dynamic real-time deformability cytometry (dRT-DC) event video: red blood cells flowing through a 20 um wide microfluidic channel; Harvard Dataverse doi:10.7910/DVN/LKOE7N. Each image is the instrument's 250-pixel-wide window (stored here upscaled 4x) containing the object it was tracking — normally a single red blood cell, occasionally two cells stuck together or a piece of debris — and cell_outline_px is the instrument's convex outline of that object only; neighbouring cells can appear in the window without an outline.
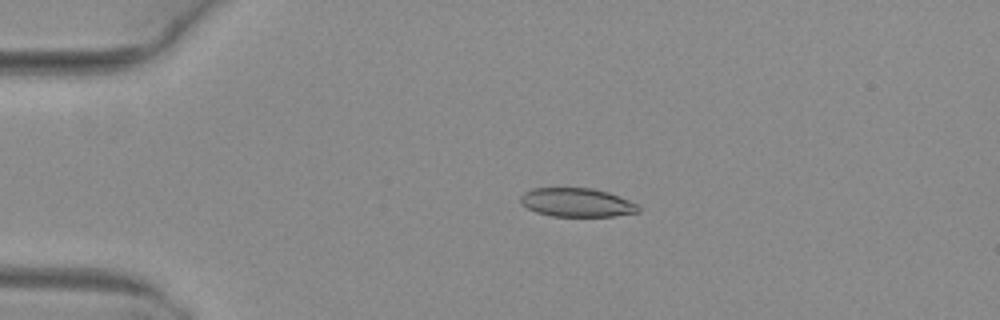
{"species": "common noctule bat (a hibernating species)", "species_latin": "Nyctalus noctula", "temperature_condition": "warm", "stored_images_in_passage": 3, "camera_frame_rate_fps": 3000, "um_per_image_px": 0.085, "animal": {"sex": "female", "body_mass_g": 29.2, "forearm_length_mm": 56.3}, "frame": {"image": 1, "passage_image": 2, "time_ms": 0.333, "image_size_px": [1000, 320], "cell_outline_px": [[640, 212], [616, 216], [552, 216], [536, 212], [528, 208], [520, 200], [520, 196], [524, 192], [532, 188], [592, 188], [608, 192], [620, 196], [640, 204]], "centroid_in_image_um": [49.09, 17.21], "position_along_channel_um": 35.9, "area_um2": 19.88}}